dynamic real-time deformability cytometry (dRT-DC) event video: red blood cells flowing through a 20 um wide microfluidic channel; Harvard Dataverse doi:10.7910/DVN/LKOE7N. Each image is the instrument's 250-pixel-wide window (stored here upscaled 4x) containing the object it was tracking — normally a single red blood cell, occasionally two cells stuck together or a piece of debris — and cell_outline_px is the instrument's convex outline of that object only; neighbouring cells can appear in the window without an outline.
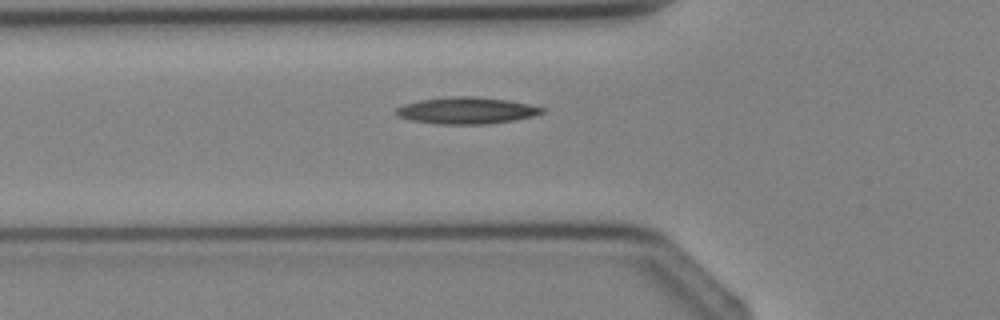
{"species": "Egyptian fruit bat (a non-hibernating species)", "species_latin": "Rousettus aegyptiacus", "temperature_condition": "cold", "stored_images_in_passage": 5, "camera_frame_rate_fps": 3000, "um_per_image_px": 0.085, "animal": {"sex": "female"}, "frame": {"image": 1, "passage_image": 5, "time_ms": 5.667, "image_size_px": [1000, 320], "cell_outline_px": [[548, 108], [544, 112], [532, 116], [512, 120], [484, 124], [440, 124], [412, 120], [400, 116], [392, 112], [396, 108], [404, 104], [420, 100], [452, 96], [476, 96], [508, 100]], "centroid_in_image_um": [39.66, 9.38], "position_along_channel_um": 86.1, "area_um2": 22.6}}